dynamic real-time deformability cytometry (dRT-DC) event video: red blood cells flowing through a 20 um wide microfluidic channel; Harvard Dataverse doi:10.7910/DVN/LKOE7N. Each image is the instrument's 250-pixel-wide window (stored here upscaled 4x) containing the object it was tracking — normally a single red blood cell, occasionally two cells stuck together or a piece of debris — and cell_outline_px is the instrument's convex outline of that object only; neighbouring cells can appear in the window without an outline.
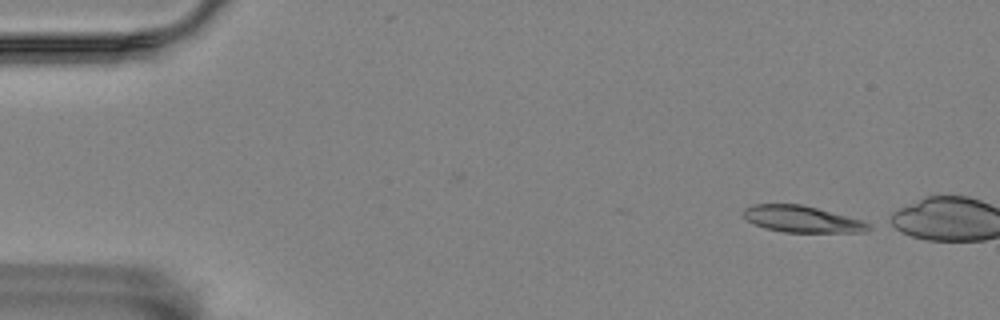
{"species": "Egyptian fruit bat (a non-hibernating species)", "species_latin": "Rousettus aegyptiacus", "temperature_condition": "room temperature", "stored_images_in_passage": 6, "camera_frame_rate_fps": 3000, "um_per_image_px": 0.085, "animal": {"sex": "female"}, "frame": {"image": 1, "passage_image": 1, "time_ms": 0.0, "image_size_px": [1000, 320], "cell_outline_px": [[872, 228], [864, 232], [784, 232], [764, 228], [748, 220], [740, 212], [744, 208], [752, 204], [800, 204], [816, 208], [860, 220], [872, 224]], "centroid_in_image_um": [68.13, 18.62], "position_along_channel_um": 16.9, "area_um2": 19.19}}